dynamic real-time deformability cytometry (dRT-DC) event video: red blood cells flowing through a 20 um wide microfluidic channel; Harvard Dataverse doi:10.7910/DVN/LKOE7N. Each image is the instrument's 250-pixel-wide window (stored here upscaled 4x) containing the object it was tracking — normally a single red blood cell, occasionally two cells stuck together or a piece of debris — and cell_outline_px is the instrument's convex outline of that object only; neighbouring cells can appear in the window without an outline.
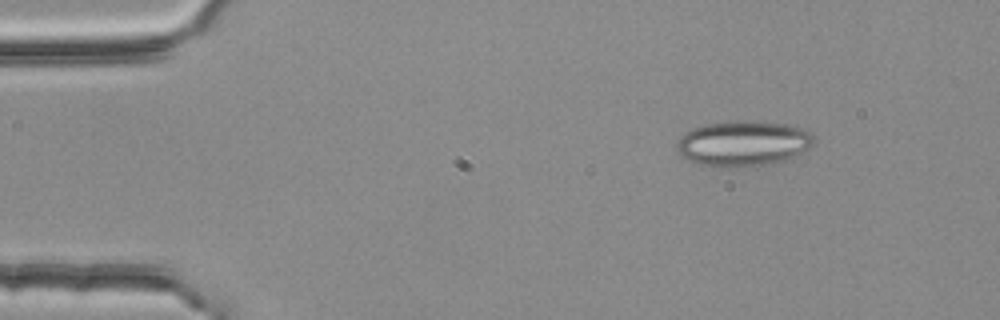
{"species": "common noctule bat (a hibernating species)", "species_latin": "Nyctalus noctula", "temperature_condition": "room temperature", "stored_images_in_passage": 4, "camera_frame_rate_fps": 3000, "um_per_image_px": 0.085, "animal": {"sex": "female", "body_mass_g": 25.1}, "frame": {"image": 1, "passage_image": 2, "time_ms": 0.333, "image_size_px": [1000, 320], "cell_outline_px": [[816, 140], [808, 148], [788, 160], [764, 164], [732, 168], [724, 168], [700, 164], [688, 160], [680, 156], [676, 148], [676, 144], [680, 136], [692, 128], [704, 124], [740, 120], [744, 120], [788, 124], [800, 128], [808, 132]], "centroid_in_image_um": [63.12, 12.2], "position_along_channel_um": 21.9, "area_um2": 36.41}}
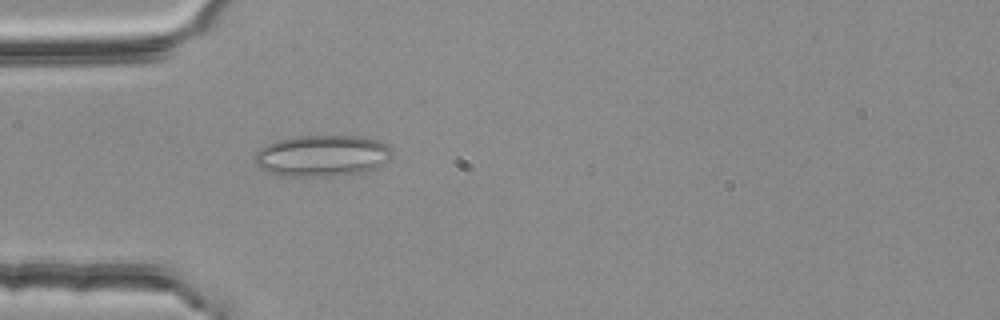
{"frame": {"image": 2, "passage_image": 4, "time_ms": 1.0, "image_size_px": [1000, 320], "cell_outline_px": [[392, 156], [388, 160], [372, 172], [324, 176], [284, 176], [268, 172], [260, 168], [256, 164], [256, 152], [260, 148], [276, 140], [300, 136], [360, 136], [376, 140], [392, 148]], "centroid_in_image_um": [27.42, 13.25], "position_along_channel_um": 57.6, "area_um2": 33.23}}